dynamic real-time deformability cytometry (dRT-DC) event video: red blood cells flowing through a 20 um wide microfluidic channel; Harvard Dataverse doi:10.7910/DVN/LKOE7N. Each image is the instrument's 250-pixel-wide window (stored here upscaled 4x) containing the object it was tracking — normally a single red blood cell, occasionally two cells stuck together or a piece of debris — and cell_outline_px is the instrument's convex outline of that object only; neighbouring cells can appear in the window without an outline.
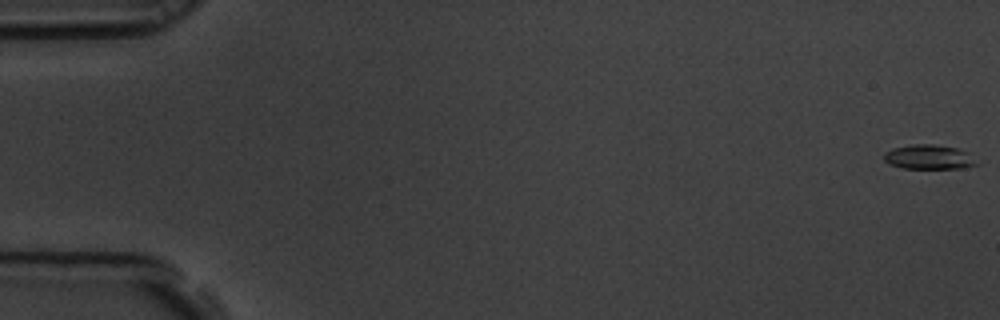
{"species": "common noctule bat (a hibernating species)", "species_latin": "Nyctalus noctula", "temperature_condition": "room temperature", "stored_images_in_passage": 60, "camera_frame_rate_fps": 3000, "um_per_image_px": 0.085, "animal": {"sex": "male", "body_mass_g": 19.5, "forearm_length_mm": 54.6}, "frame": {"image": 1, "passage_image": 1, "time_ms": 0.0, "image_size_px": [1000, 320], "cell_outline_px": [[976, 164], [964, 168], [904, 168], [888, 164], [884, 160], [884, 152], [892, 148], [912, 144], [932, 144], [956, 148], [968, 152]], "centroid_in_image_um": [78.89, 13.34], "position_along_channel_um": 6.1, "area_um2": 13.06}}
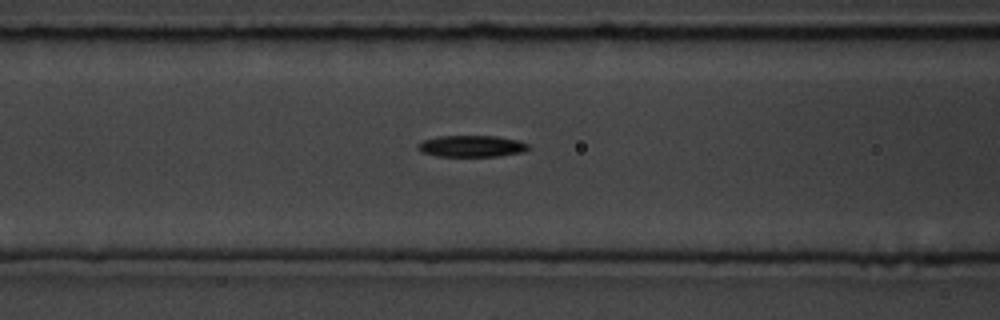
{"frame": {"image": 2, "passage_image": 25, "time_ms": 8.0, "image_size_px": [1000, 320], "cell_outline_px": [[532, 148], [524, 152], [500, 156], [436, 156], [420, 152], [416, 148], [416, 144], [424, 140], [440, 136], [496, 136], [516, 140], [528, 144]], "centroid_in_image_um": [40.08, 12.43], "position_along_channel_um": 126.5, "area_um2": 13.99}}
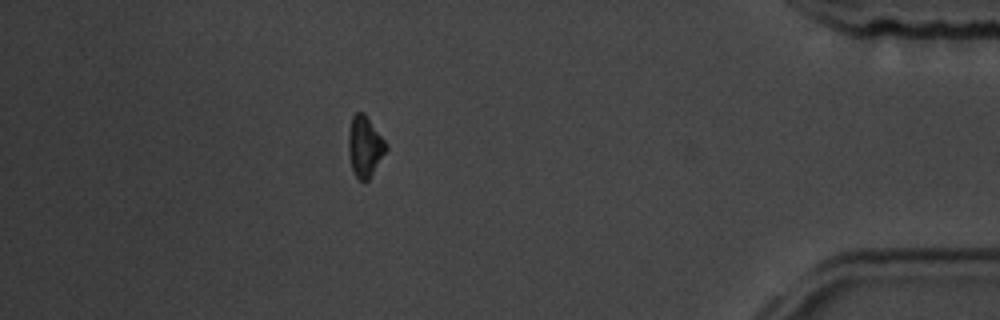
{"frame": {"image": 3, "passage_image": 53, "time_ms": 17.333, "image_size_px": [1000, 320], "cell_outline_px": [[388, 148], [368, 180], [360, 180], [356, 176], [352, 168], [348, 152], [348, 132], [352, 116], [356, 112], [364, 112], [388, 144]], "centroid_in_image_um": [31.01, 12.41], "position_along_channel_um": 404.2, "area_um2": 13.29}, "authors_computed_cell_mechanics": {"area_um2": 13.583, "velocity_mm_per_s": 3.4673, "shape_relaxation_time_tau1_ms": 3.1722, "shape_relaxation_time_tau2_ms": null, "deformation_change_tau1": 0.1128, "deformation_change_tau2": null}}